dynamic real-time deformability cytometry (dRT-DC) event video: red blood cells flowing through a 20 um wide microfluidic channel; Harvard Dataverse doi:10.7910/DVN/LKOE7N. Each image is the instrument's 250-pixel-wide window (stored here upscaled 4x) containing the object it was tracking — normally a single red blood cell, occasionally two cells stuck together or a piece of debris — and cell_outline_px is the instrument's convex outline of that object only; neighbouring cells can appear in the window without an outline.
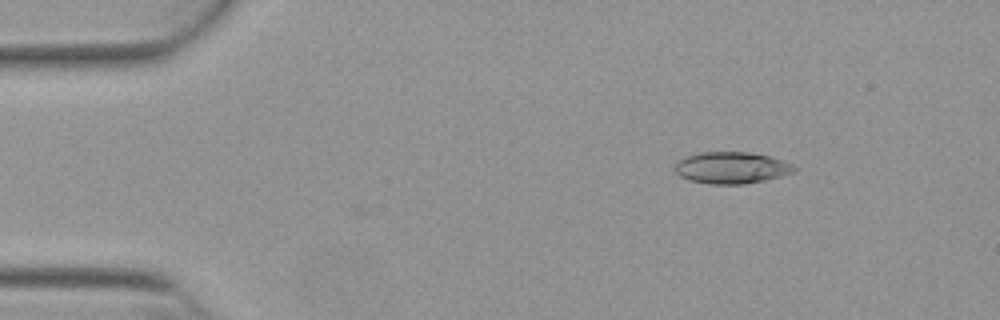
{"species": "Egyptian fruit bat (a non-hibernating species)", "species_latin": "Rousettus aegyptiacus", "temperature_condition": "warm", "stored_images_in_passage": 3, "camera_frame_rate_fps": 3000, "um_per_image_px": 0.085, "animal": {"sex": "female"}, "frame": {"image": 1, "passage_image": 1, "time_ms": 0.0, "image_size_px": [1000, 320], "cell_outline_px": [[800, 168], [796, 172], [764, 180], [744, 184], [708, 184], [688, 180], [680, 176], [676, 172], [676, 160], [684, 156], [700, 152], [748, 152], [768, 156], [784, 160]], "centroid_in_image_um": [62.19, 14.25], "position_along_channel_um": 22.8, "area_um2": 22.25}}